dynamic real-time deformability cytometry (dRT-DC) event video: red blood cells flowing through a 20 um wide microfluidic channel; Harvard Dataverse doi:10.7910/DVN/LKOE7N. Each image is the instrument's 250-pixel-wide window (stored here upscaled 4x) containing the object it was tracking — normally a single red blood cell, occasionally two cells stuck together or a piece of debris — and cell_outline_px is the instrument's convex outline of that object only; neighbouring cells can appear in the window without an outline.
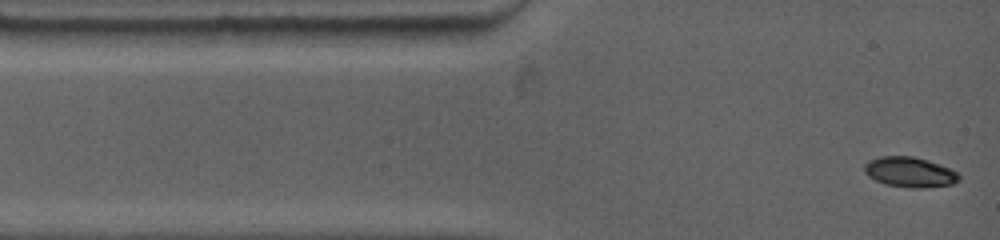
{"species": "common noctule bat (a hibernating species)", "species_latin": "Nyctalus noctula", "temperature_condition": "warm", "stored_images_in_passage": 2, "camera_frame_rate_fps": 4500, "um_per_image_px": 0.085, "animal": {"sex": "female", "body_mass_g": 19.0, "forearm_length_mm": 53.3}, "frame": {"image": 1, "passage_image": 2, "time_ms": 0.444, "image_size_px": [1000, 240], "cell_outline_px": [[960, 176], [952, 184], [920, 188], [912, 188], [884, 184], [868, 176], [864, 172], [864, 164], [868, 160], [880, 156], [912, 156], [928, 160], [948, 168], [956, 172]], "centroid_in_image_um": [77.26, 14.62], "position_along_channel_um": 7.7, "area_um2": 16.47}}